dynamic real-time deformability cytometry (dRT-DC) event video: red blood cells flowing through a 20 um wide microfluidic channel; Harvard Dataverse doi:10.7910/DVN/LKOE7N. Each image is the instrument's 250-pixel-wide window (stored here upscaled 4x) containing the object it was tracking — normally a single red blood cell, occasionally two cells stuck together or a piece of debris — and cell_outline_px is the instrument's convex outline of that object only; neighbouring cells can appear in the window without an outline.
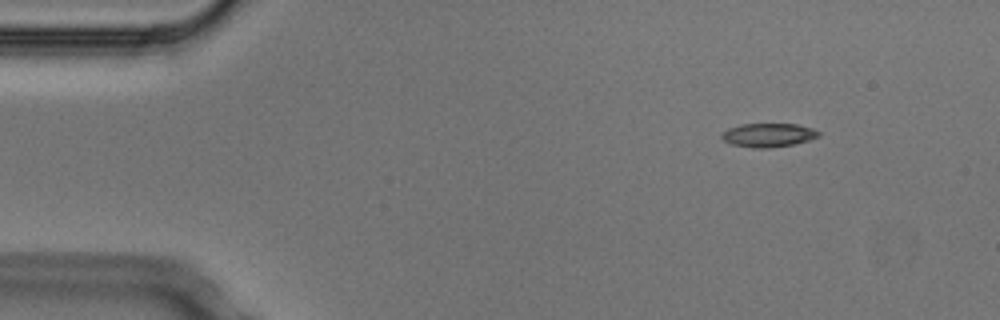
{"species": "Egyptian fruit bat (a non-hibernating species)", "species_latin": "Rousettus aegyptiacus", "temperature_condition": "cold", "stored_images_in_passage": 4, "camera_frame_rate_fps": 3000, "um_per_image_px": 0.085, "animal": {"sex": "male"}, "frame": {"image": 1, "passage_image": 2, "time_ms": 0.333, "image_size_px": [1000, 320], "cell_outline_px": [[820, 136], [808, 140], [792, 144], [768, 148], [752, 148], [732, 144], [724, 140], [720, 136], [728, 128], [740, 124], [796, 124], [812, 128], [820, 132]], "centroid_in_image_um": [65.3, 11.48], "position_along_channel_um": 19.7, "area_um2": 13.29}}
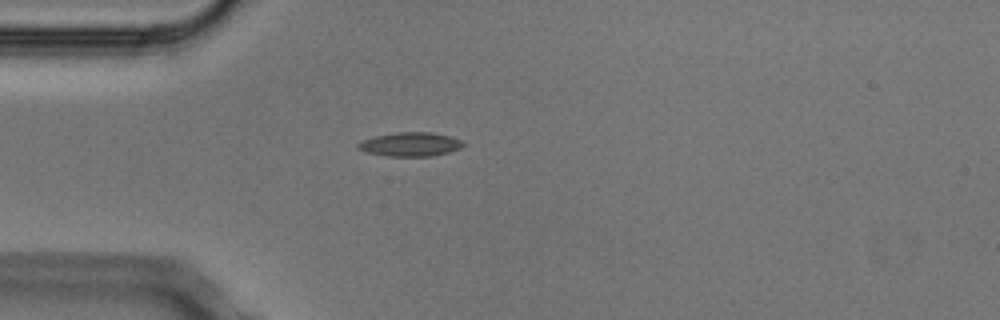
{"frame": {"image": 2, "passage_image": 4, "time_ms": 1.0, "image_size_px": [1000, 320], "cell_outline_px": [[464, 144], [460, 148], [448, 152], [432, 156], [388, 156], [364, 152], [356, 148], [356, 144], [364, 140], [376, 136], [396, 132], [432, 132], [452, 136], [464, 140]], "centroid_in_image_um": [34.89, 12.26], "position_along_channel_um": 50.1, "area_um2": 14.8}}